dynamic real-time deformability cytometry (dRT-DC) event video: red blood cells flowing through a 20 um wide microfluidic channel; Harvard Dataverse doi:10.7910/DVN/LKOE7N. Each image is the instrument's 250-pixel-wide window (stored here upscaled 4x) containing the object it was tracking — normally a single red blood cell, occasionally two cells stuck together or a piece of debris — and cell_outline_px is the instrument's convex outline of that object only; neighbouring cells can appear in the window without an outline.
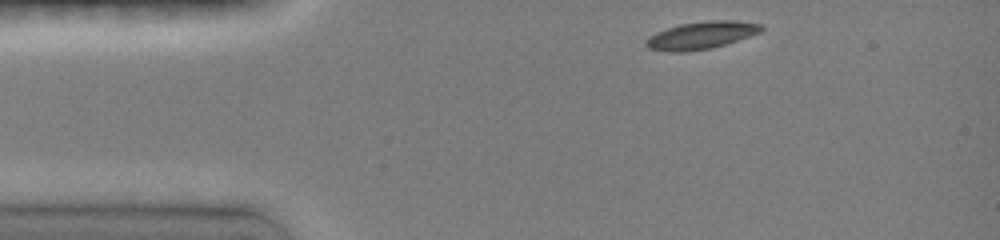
{"species": "common noctule bat (a hibernating species)", "species_latin": "Nyctalus noctula", "temperature_condition": "room temperature", "stored_images_in_passage": 19, "camera_frame_rate_fps": 3000, "um_per_image_px": 0.085, "animal": {"sex": "female", "body_mass_g": 19.0, "forearm_length_mm": 51.5}, "frame": {"image": 1, "passage_image": 1, "time_ms": 0.0, "image_size_px": [1000, 240], "cell_outline_px": [[764, 28], [760, 32], [712, 48], [688, 52], [668, 52], [648, 48], [644, 44], [644, 40], [656, 32], [680, 24], [708, 20], [732, 20], [764, 24]], "centroid_in_image_um": [59.58, 3.0], "position_along_channel_um": 25.4, "area_um2": 18.5}}
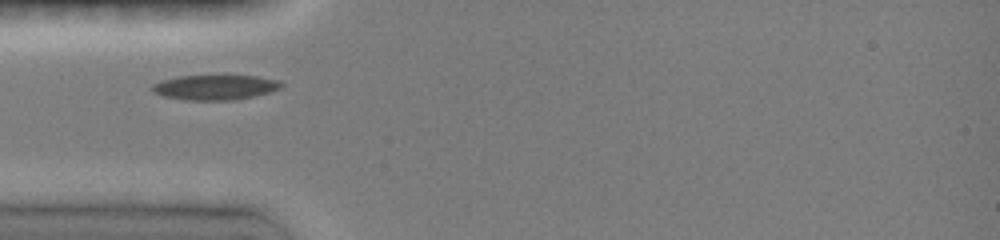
{"frame": {"image": 2, "passage_image": 6, "time_ms": 2.333, "image_size_px": [1000, 240], "cell_outline_px": [[284, 84], [280, 88], [268, 92], [236, 100], [184, 100], [164, 96], [152, 92], [152, 84], [160, 80], [180, 76], [224, 72], [256, 76], [280, 80]], "centroid_in_image_um": [18.28, 7.36], "position_along_channel_um": 66.7, "area_um2": 19.83}}
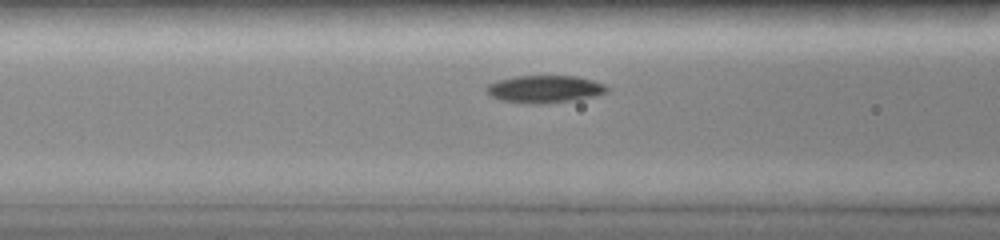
{"frame": {"image": 3, "passage_image": 11, "time_ms": 3.667, "image_size_px": [1000, 240], "cell_outline_px": [[608, 92], [592, 96], [572, 100], [540, 104], [528, 104], [500, 100], [492, 96], [484, 88], [488, 84], [496, 80], [516, 76], [576, 76], [592, 80], [604, 84], [608, 88]], "centroid_in_image_um": [46.26, 7.57], "position_along_channel_um": 120.3, "area_um2": 19.19}}